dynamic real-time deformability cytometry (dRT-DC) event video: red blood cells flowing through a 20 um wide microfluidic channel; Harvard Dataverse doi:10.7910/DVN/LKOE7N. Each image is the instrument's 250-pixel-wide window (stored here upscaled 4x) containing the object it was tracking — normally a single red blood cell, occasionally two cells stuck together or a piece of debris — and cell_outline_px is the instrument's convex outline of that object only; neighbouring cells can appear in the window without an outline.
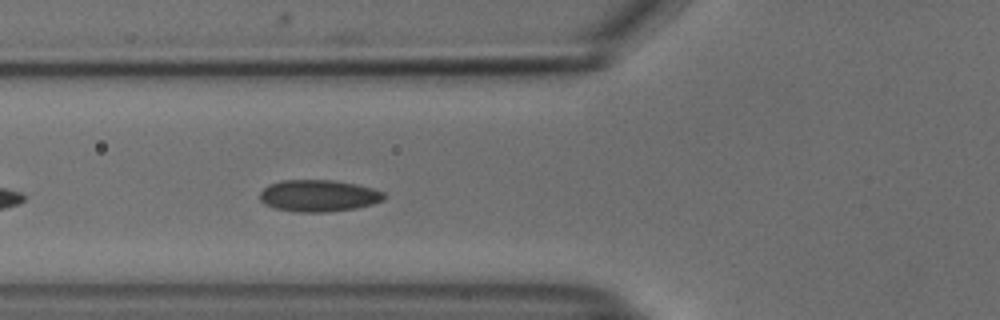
{"species": "common noctule bat (a hibernating species)", "species_latin": "Nyctalus noctula", "temperature_condition": "cold", "stored_images_in_passage": 20, "camera_frame_rate_fps": 3000, "um_per_image_px": 0.085, "animal": {"sex": "male", "body_mass_g": 18.8}, "frame": {"image": 1, "passage_image": 6, "time_ms": 1.667, "image_size_px": [1000, 320], "cell_outline_px": [[388, 196], [384, 200], [372, 204], [356, 208], [324, 212], [296, 212], [276, 208], [264, 204], [260, 200], [260, 192], [268, 184], [284, 180], [332, 180], [356, 184], [372, 188], [384, 192]], "centroid_in_image_um": [27.09, 16.63], "position_along_channel_um": 98.7, "area_um2": 23.06}}
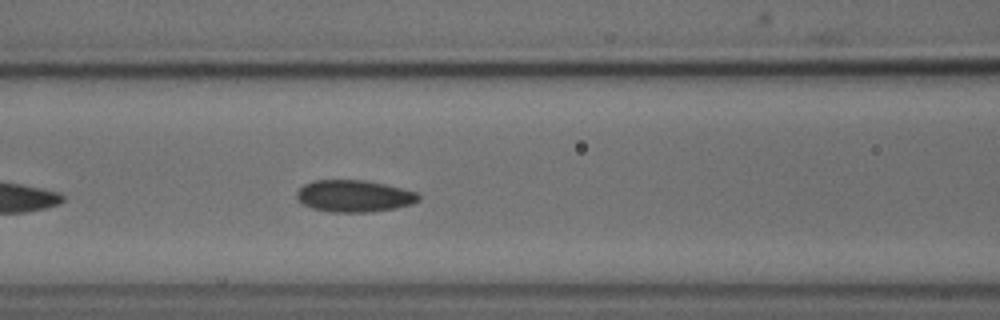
{"frame": {"image": 2, "passage_image": 9, "time_ms": 2.667, "image_size_px": [1000, 320], "cell_outline_px": [[420, 200], [412, 204], [396, 208], [368, 212], [332, 212], [312, 208], [296, 200], [296, 192], [304, 184], [312, 180], [368, 180], [416, 192], [420, 196]], "centroid_in_image_um": [30.08, 16.66], "position_along_channel_um": 136.5, "area_um2": 22.72}}